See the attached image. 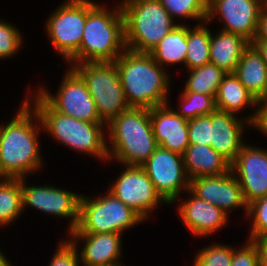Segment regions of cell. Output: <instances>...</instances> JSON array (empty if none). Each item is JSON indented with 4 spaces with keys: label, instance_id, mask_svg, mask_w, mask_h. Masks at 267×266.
I'll return each mask as SVG.
<instances>
[{
    "label": "cell",
    "instance_id": "1",
    "mask_svg": "<svg viewBox=\"0 0 267 266\" xmlns=\"http://www.w3.org/2000/svg\"><path fill=\"white\" fill-rule=\"evenodd\" d=\"M18 108L9 122L0 124V178L29 177L45 165L38 139L43 132L40 117L25 98Z\"/></svg>",
    "mask_w": 267,
    "mask_h": 266
},
{
    "label": "cell",
    "instance_id": "2",
    "mask_svg": "<svg viewBox=\"0 0 267 266\" xmlns=\"http://www.w3.org/2000/svg\"><path fill=\"white\" fill-rule=\"evenodd\" d=\"M25 99L38 113L44 133L57 143L108 163L107 134L104 122H86L57 112L36 90L26 88ZM106 137V138H105Z\"/></svg>",
    "mask_w": 267,
    "mask_h": 266
},
{
    "label": "cell",
    "instance_id": "3",
    "mask_svg": "<svg viewBox=\"0 0 267 266\" xmlns=\"http://www.w3.org/2000/svg\"><path fill=\"white\" fill-rule=\"evenodd\" d=\"M110 9L101 2L87 0V21L78 52L69 67L87 62H114L125 50L124 17L120 2Z\"/></svg>",
    "mask_w": 267,
    "mask_h": 266
},
{
    "label": "cell",
    "instance_id": "4",
    "mask_svg": "<svg viewBox=\"0 0 267 266\" xmlns=\"http://www.w3.org/2000/svg\"><path fill=\"white\" fill-rule=\"evenodd\" d=\"M114 62L130 107L151 109L169 103L170 73L149 53L126 49Z\"/></svg>",
    "mask_w": 267,
    "mask_h": 266
},
{
    "label": "cell",
    "instance_id": "5",
    "mask_svg": "<svg viewBox=\"0 0 267 266\" xmlns=\"http://www.w3.org/2000/svg\"><path fill=\"white\" fill-rule=\"evenodd\" d=\"M106 133L108 161L120 166H141L158 147L147 108L125 110L106 124Z\"/></svg>",
    "mask_w": 267,
    "mask_h": 266
},
{
    "label": "cell",
    "instance_id": "6",
    "mask_svg": "<svg viewBox=\"0 0 267 266\" xmlns=\"http://www.w3.org/2000/svg\"><path fill=\"white\" fill-rule=\"evenodd\" d=\"M126 49L150 53L178 25L158 0H119Z\"/></svg>",
    "mask_w": 267,
    "mask_h": 266
},
{
    "label": "cell",
    "instance_id": "7",
    "mask_svg": "<svg viewBox=\"0 0 267 266\" xmlns=\"http://www.w3.org/2000/svg\"><path fill=\"white\" fill-rule=\"evenodd\" d=\"M143 222L135 211L107 190L98 197L81 196L78 224L69 234H123Z\"/></svg>",
    "mask_w": 267,
    "mask_h": 266
},
{
    "label": "cell",
    "instance_id": "8",
    "mask_svg": "<svg viewBox=\"0 0 267 266\" xmlns=\"http://www.w3.org/2000/svg\"><path fill=\"white\" fill-rule=\"evenodd\" d=\"M72 68L85 81L100 119L108 124L129 109L115 62H87Z\"/></svg>",
    "mask_w": 267,
    "mask_h": 266
},
{
    "label": "cell",
    "instance_id": "9",
    "mask_svg": "<svg viewBox=\"0 0 267 266\" xmlns=\"http://www.w3.org/2000/svg\"><path fill=\"white\" fill-rule=\"evenodd\" d=\"M56 53L68 62L79 50L87 21V0H64L45 20Z\"/></svg>",
    "mask_w": 267,
    "mask_h": 266
},
{
    "label": "cell",
    "instance_id": "10",
    "mask_svg": "<svg viewBox=\"0 0 267 266\" xmlns=\"http://www.w3.org/2000/svg\"><path fill=\"white\" fill-rule=\"evenodd\" d=\"M27 177L21 178L23 212L28 207L35 208L41 214L70 220L67 233L73 231L79 220L81 193L72 192L51 184L33 185L26 183ZM27 207V208H26Z\"/></svg>",
    "mask_w": 267,
    "mask_h": 266
},
{
    "label": "cell",
    "instance_id": "11",
    "mask_svg": "<svg viewBox=\"0 0 267 266\" xmlns=\"http://www.w3.org/2000/svg\"><path fill=\"white\" fill-rule=\"evenodd\" d=\"M66 68L56 93H50L42 84L36 91L61 114L86 122H103L85 81L72 67Z\"/></svg>",
    "mask_w": 267,
    "mask_h": 266
},
{
    "label": "cell",
    "instance_id": "12",
    "mask_svg": "<svg viewBox=\"0 0 267 266\" xmlns=\"http://www.w3.org/2000/svg\"><path fill=\"white\" fill-rule=\"evenodd\" d=\"M141 167L168 206H172L181 198L182 192L189 189L190 180L185 171L183 155L179 153L158 146Z\"/></svg>",
    "mask_w": 267,
    "mask_h": 266
},
{
    "label": "cell",
    "instance_id": "13",
    "mask_svg": "<svg viewBox=\"0 0 267 266\" xmlns=\"http://www.w3.org/2000/svg\"><path fill=\"white\" fill-rule=\"evenodd\" d=\"M122 172L108 191L135 211L144 221L159 205H168L156 192L152 181L141 166L123 165ZM162 203V204H160ZM156 209V210H155Z\"/></svg>",
    "mask_w": 267,
    "mask_h": 266
},
{
    "label": "cell",
    "instance_id": "14",
    "mask_svg": "<svg viewBox=\"0 0 267 266\" xmlns=\"http://www.w3.org/2000/svg\"><path fill=\"white\" fill-rule=\"evenodd\" d=\"M265 5L264 0H208L206 21L211 24L218 16L223 25L221 30L240 35L251 43Z\"/></svg>",
    "mask_w": 267,
    "mask_h": 266
},
{
    "label": "cell",
    "instance_id": "15",
    "mask_svg": "<svg viewBox=\"0 0 267 266\" xmlns=\"http://www.w3.org/2000/svg\"><path fill=\"white\" fill-rule=\"evenodd\" d=\"M249 144L246 143L230 163L247 204L267 196V149Z\"/></svg>",
    "mask_w": 267,
    "mask_h": 266
},
{
    "label": "cell",
    "instance_id": "16",
    "mask_svg": "<svg viewBox=\"0 0 267 266\" xmlns=\"http://www.w3.org/2000/svg\"><path fill=\"white\" fill-rule=\"evenodd\" d=\"M189 190L200 199L214 204L229 217L236 209H243L247 216L248 204L245 202L239 182L231 170L219 176H200L190 180Z\"/></svg>",
    "mask_w": 267,
    "mask_h": 266
},
{
    "label": "cell",
    "instance_id": "17",
    "mask_svg": "<svg viewBox=\"0 0 267 266\" xmlns=\"http://www.w3.org/2000/svg\"><path fill=\"white\" fill-rule=\"evenodd\" d=\"M185 194L189 196H187L188 199H180L181 201L177 199L173 204L177 203L178 215L193 236L208 239L213 233L215 235L227 226L231 217L224 211L195 196L189 189Z\"/></svg>",
    "mask_w": 267,
    "mask_h": 266
},
{
    "label": "cell",
    "instance_id": "18",
    "mask_svg": "<svg viewBox=\"0 0 267 266\" xmlns=\"http://www.w3.org/2000/svg\"><path fill=\"white\" fill-rule=\"evenodd\" d=\"M122 233L69 234L65 236L77 247L82 266H115L123 264ZM82 244L80 245L79 244ZM81 246L82 248H78ZM121 259V260H120Z\"/></svg>",
    "mask_w": 267,
    "mask_h": 266
},
{
    "label": "cell",
    "instance_id": "19",
    "mask_svg": "<svg viewBox=\"0 0 267 266\" xmlns=\"http://www.w3.org/2000/svg\"><path fill=\"white\" fill-rule=\"evenodd\" d=\"M250 127L244 116L216 109L211 113V147L231 163L247 143L243 137Z\"/></svg>",
    "mask_w": 267,
    "mask_h": 266
},
{
    "label": "cell",
    "instance_id": "20",
    "mask_svg": "<svg viewBox=\"0 0 267 266\" xmlns=\"http://www.w3.org/2000/svg\"><path fill=\"white\" fill-rule=\"evenodd\" d=\"M150 119L158 146L183 155L190 145L188 120L171 108V103L151 108Z\"/></svg>",
    "mask_w": 267,
    "mask_h": 266
},
{
    "label": "cell",
    "instance_id": "21",
    "mask_svg": "<svg viewBox=\"0 0 267 266\" xmlns=\"http://www.w3.org/2000/svg\"><path fill=\"white\" fill-rule=\"evenodd\" d=\"M258 101L244 87L234 73H226L218 87L215 96V106L219 111L234 114L238 117L246 108H252L253 112L246 115L245 119L253 123ZM245 109V110H244Z\"/></svg>",
    "mask_w": 267,
    "mask_h": 266
},
{
    "label": "cell",
    "instance_id": "22",
    "mask_svg": "<svg viewBox=\"0 0 267 266\" xmlns=\"http://www.w3.org/2000/svg\"><path fill=\"white\" fill-rule=\"evenodd\" d=\"M183 160L189 180L200 176H219L230 171V162L211 146L204 144L189 145Z\"/></svg>",
    "mask_w": 267,
    "mask_h": 266
},
{
    "label": "cell",
    "instance_id": "23",
    "mask_svg": "<svg viewBox=\"0 0 267 266\" xmlns=\"http://www.w3.org/2000/svg\"><path fill=\"white\" fill-rule=\"evenodd\" d=\"M234 74L258 102L267 100V65L252 44L244 50Z\"/></svg>",
    "mask_w": 267,
    "mask_h": 266
},
{
    "label": "cell",
    "instance_id": "24",
    "mask_svg": "<svg viewBox=\"0 0 267 266\" xmlns=\"http://www.w3.org/2000/svg\"><path fill=\"white\" fill-rule=\"evenodd\" d=\"M250 45L240 35L218 30L211 32L209 57L210 63L215 64L226 73H234L244 50Z\"/></svg>",
    "mask_w": 267,
    "mask_h": 266
},
{
    "label": "cell",
    "instance_id": "25",
    "mask_svg": "<svg viewBox=\"0 0 267 266\" xmlns=\"http://www.w3.org/2000/svg\"><path fill=\"white\" fill-rule=\"evenodd\" d=\"M187 25L178 24L149 53L155 62L168 70V66L184 65L187 51ZM167 66V68H166Z\"/></svg>",
    "mask_w": 267,
    "mask_h": 266
},
{
    "label": "cell",
    "instance_id": "26",
    "mask_svg": "<svg viewBox=\"0 0 267 266\" xmlns=\"http://www.w3.org/2000/svg\"><path fill=\"white\" fill-rule=\"evenodd\" d=\"M207 25H209L207 21L200 24L196 23L192 28L187 24L186 70H192L210 63L211 30Z\"/></svg>",
    "mask_w": 267,
    "mask_h": 266
},
{
    "label": "cell",
    "instance_id": "27",
    "mask_svg": "<svg viewBox=\"0 0 267 266\" xmlns=\"http://www.w3.org/2000/svg\"><path fill=\"white\" fill-rule=\"evenodd\" d=\"M22 214L21 179L0 178V226H10Z\"/></svg>",
    "mask_w": 267,
    "mask_h": 266
},
{
    "label": "cell",
    "instance_id": "28",
    "mask_svg": "<svg viewBox=\"0 0 267 266\" xmlns=\"http://www.w3.org/2000/svg\"><path fill=\"white\" fill-rule=\"evenodd\" d=\"M186 71L188 77L186 82H184V89L181 92H196L211 95L214 98L226 74L225 71L212 63H207L201 67Z\"/></svg>",
    "mask_w": 267,
    "mask_h": 266
},
{
    "label": "cell",
    "instance_id": "29",
    "mask_svg": "<svg viewBox=\"0 0 267 266\" xmlns=\"http://www.w3.org/2000/svg\"><path fill=\"white\" fill-rule=\"evenodd\" d=\"M159 3L168 11L172 19L178 24L179 19L187 25V21H197V24L207 20L208 0H158ZM179 17V19H178ZM182 18V19H181ZM184 18V20H183ZM178 20V21H177Z\"/></svg>",
    "mask_w": 267,
    "mask_h": 266
},
{
    "label": "cell",
    "instance_id": "30",
    "mask_svg": "<svg viewBox=\"0 0 267 266\" xmlns=\"http://www.w3.org/2000/svg\"><path fill=\"white\" fill-rule=\"evenodd\" d=\"M179 98L180 107L178 105L176 109H173L186 120L207 116L216 110L215 98L211 95L182 92Z\"/></svg>",
    "mask_w": 267,
    "mask_h": 266
},
{
    "label": "cell",
    "instance_id": "31",
    "mask_svg": "<svg viewBox=\"0 0 267 266\" xmlns=\"http://www.w3.org/2000/svg\"><path fill=\"white\" fill-rule=\"evenodd\" d=\"M233 246L220 243H211L197 251L193 266H231Z\"/></svg>",
    "mask_w": 267,
    "mask_h": 266
},
{
    "label": "cell",
    "instance_id": "32",
    "mask_svg": "<svg viewBox=\"0 0 267 266\" xmlns=\"http://www.w3.org/2000/svg\"><path fill=\"white\" fill-rule=\"evenodd\" d=\"M23 36L13 23L0 19V60L14 58L19 51L23 50L21 49L25 42Z\"/></svg>",
    "mask_w": 267,
    "mask_h": 266
},
{
    "label": "cell",
    "instance_id": "33",
    "mask_svg": "<svg viewBox=\"0 0 267 266\" xmlns=\"http://www.w3.org/2000/svg\"><path fill=\"white\" fill-rule=\"evenodd\" d=\"M246 219L251 222L248 240L267 236V196L256 199L248 204Z\"/></svg>",
    "mask_w": 267,
    "mask_h": 266
},
{
    "label": "cell",
    "instance_id": "34",
    "mask_svg": "<svg viewBox=\"0 0 267 266\" xmlns=\"http://www.w3.org/2000/svg\"><path fill=\"white\" fill-rule=\"evenodd\" d=\"M188 138L190 145L211 146V113L188 120Z\"/></svg>",
    "mask_w": 267,
    "mask_h": 266
},
{
    "label": "cell",
    "instance_id": "35",
    "mask_svg": "<svg viewBox=\"0 0 267 266\" xmlns=\"http://www.w3.org/2000/svg\"><path fill=\"white\" fill-rule=\"evenodd\" d=\"M48 266H81L79 252L69 238L58 241Z\"/></svg>",
    "mask_w": 267,
    "mask_h": 266
},
{
    "label": "cell",
    "instance_id": "36",
    "mask_svg": "<svg viewBox=\"0 0 267 266\" xmlns=\"http://www.w3.org/2000/svg\"><path fill=\"white\" fill-rule=\"evenodd\" d=\"M231 266H260L257 245L253 240H246L241 247L233 246Z\"/></svg>",
    "mask_w": 267,
    "mask_h": 266
},
{
    "label": "cell",
    "instance_id": "37",
    "mask_svg": "<svg viewBox=\"0 0 267 266\" xmlns=\"http://www.w3.org/2000/svg\"><path fill=\"white\" fill-rule=\"evenodd\" d=\"M257 129L260 133L267 138V100L258 102L256 109V116L251 124V128Z\"/></svg>",
    "mask_w": 267,
    "mask_h": 266
},
{
    "label": "cell",
    "instance_id": "38",
    "mask_svg": "<svg viewBox=\"0 0 267 266\" xmlns=\"http://www.w3.org/2000/svg\"><path fill=\"white\" fill-rule=\"evenodd\" d=\"M253 40L267 41V5H265L260 12L256 33Z\"/></svg>",
    "mask_w": 267,
    "mask_h": 266
},
{
    "label": "cell",
    "instance_id": "39",
    "mask_svg": "<svg viewBox=\"0 0 267 266\" xmlns=\"http://www.w3.org/2000/svg\"><path fill=\"white\" fill-rule=\"evenodd\" d=\"M258 249L259 253V265L267 266V236L253 240Z\"/></svg>",
    "mask_w": 267,
    "mask_h": 266
},
{
    "label": "cell",
    "instance_id": "40",
    "mask_svg": "<svg viewBox=\"0 0 267 266\" xmlns=\"http://www.w3.org/2000/svg\"><path fill=\"white\" fill-rule=\"evenodd\" d=\"M252 44L256 50L261 54L262 59L267 65V41L266 40H253Z\"/></svg>",
    "mask_w": 267,
    "mask_h": 266
},
{
    "label": "cell",
    "instance_id": "41",
    "mask_svg": "<svg viewBox=\"0 0 267 266\" xmlns=\"http://www.w3.org/2000/svg\"><path fill=\"white\" fill-rule=\"evenodd\" d=\"M0 266H13L11 261L5 256L4 252L0 249Z\"/></svg>",
    "mask_w": 267,
    "mask_h": 266
}]
</instances>
